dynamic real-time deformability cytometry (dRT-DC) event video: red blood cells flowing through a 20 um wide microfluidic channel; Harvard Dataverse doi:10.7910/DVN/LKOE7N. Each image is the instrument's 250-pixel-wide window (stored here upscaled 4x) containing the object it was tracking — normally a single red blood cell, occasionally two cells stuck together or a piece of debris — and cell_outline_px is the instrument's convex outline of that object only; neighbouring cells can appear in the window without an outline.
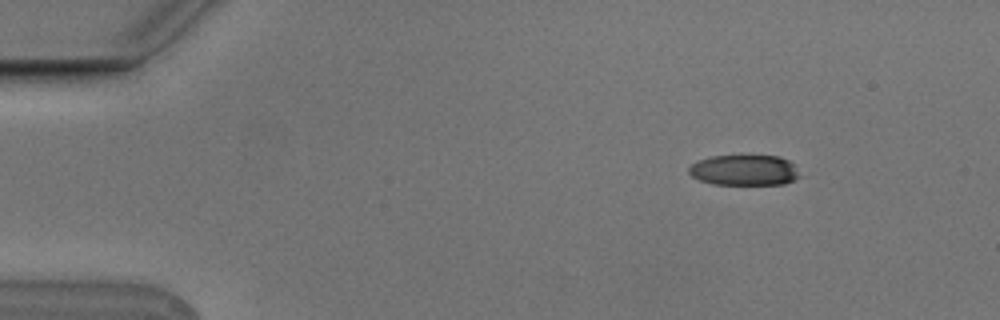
{"species": "Egyptian fruit bat (a non-hibernating species)", "species_latin": "Rousettus aegyptiacus", "temperature_condition": "cold", "stored_images_in_passage": 4, "camera_frame_rate_fps": 3000, "um_per_image_px": 0.085, "animal": {"sex": "male"}, "frame": {"image": 1, "passage_image": 1, "time_ms": 0.0, "image_size_px": [1000, 320], "cell_outline_px": [[804, 176], [796, 180], [784, 184], [712, 184], [700, 180], [692, 176], [688, 172], [688, 168], [696, 160], [712, 156], [740, 152], [780, 156], [788, 160]], "centroid_in_image_um": [63.29, 14.41], "position_along_channel_um": 21.7, "area_um2": 20.92}}
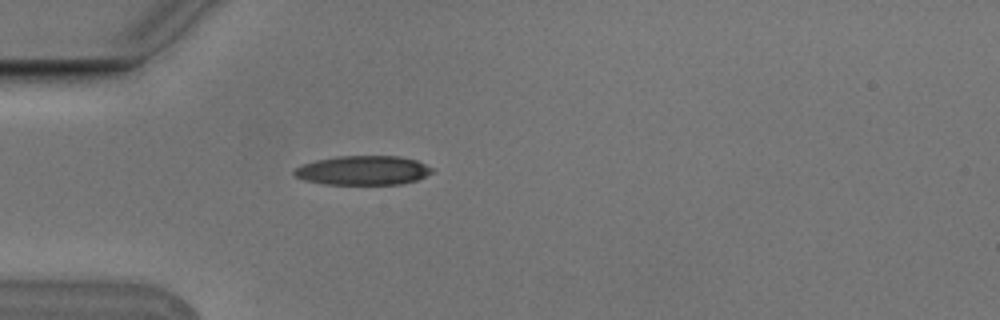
{"frame": {"image": 2, "passage_image": 3, "time_ms": 0.667, "image_size_px": [1000, 320], "cell_outline_px": [[432, 172], [416, 180], [400, 184], [324, 184], [304, 180], [296, 176], [292, 172], [300, 164], [316, 160], [336, 156], [400, 156], [416, 160], [432, 168]], "centroid_in_image_um": [30.81, 14.47], "position_along_channel_um": 54.2, "area_um2": 23.41}}